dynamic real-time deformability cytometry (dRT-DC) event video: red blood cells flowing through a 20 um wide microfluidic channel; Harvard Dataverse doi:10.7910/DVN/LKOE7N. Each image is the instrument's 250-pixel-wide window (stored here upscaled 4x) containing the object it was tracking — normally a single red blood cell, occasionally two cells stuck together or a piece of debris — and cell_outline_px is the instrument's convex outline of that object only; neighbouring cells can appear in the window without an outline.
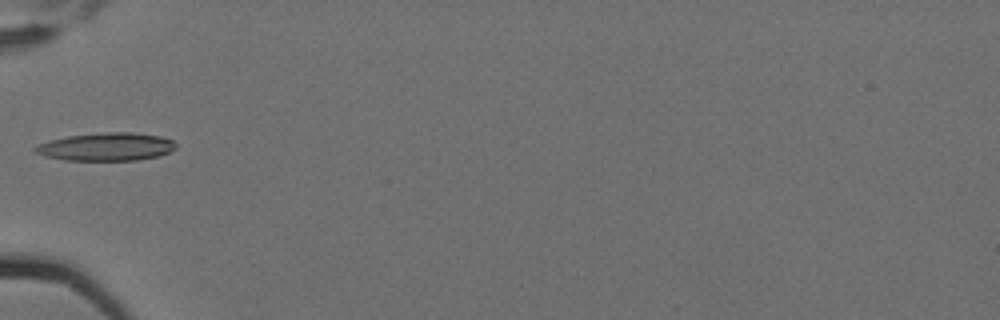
{"species": "Egyptian fruit bat (a non-hibernating species)", "species_latin": "Rousettus aegyptiacus", "temperature_condition": "cold", "stored_images_in_passage": 6, "camera_frame_rate_fps": 3000, "um_per_image_px": 0.085, "animal": {"sex": "female"}, "frame": {"image": 1, "passage_image": 6, "time_ms": 1.667, "image_size_px": [1000, 320], "cell_outline_px": [[176, 148], [160, 156], [136, 160], [64, 160], [44, 156], [36, 152], [32, 148], [48, 140], [68, 136], [104, 132], [132, 132], [160, 136], [172, 140], [176, 144]], "centroid_in_image_um": [9.03, 12.47], "position_along_channel_um": 76.0, "area_um2": 22.95}}